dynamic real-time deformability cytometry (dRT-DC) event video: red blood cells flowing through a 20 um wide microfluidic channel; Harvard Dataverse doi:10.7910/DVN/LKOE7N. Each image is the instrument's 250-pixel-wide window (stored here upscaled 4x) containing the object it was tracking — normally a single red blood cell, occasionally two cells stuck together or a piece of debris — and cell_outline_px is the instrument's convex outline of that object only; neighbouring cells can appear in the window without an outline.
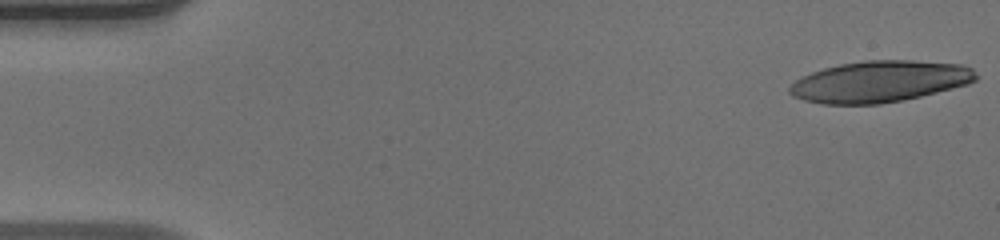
{"species": "human", "species_latin": "Homo sapiens", "temperature_condition": "warm", "stored_images_in_passage": 48, "camera_frame_rate_fps": 3000, "um_per_image_px": 0.085, "donor": {"sex": "male"}, "frame": {"image": 1, "passage_image": 1, "time_ms": 0.0, "image_size_px": [1000, 240], "cell_outline_px": [[976, 80], [968, 84], [904, 100], [880, 104], [824, 104], [804, 100], [792, 96], [788, 92], [788, 88], [796, 80], [812, 72], [824, 68], [840, 64], [864, 60], [912, 60], [960, 64], [972, 68], [976, 76]], "centroid_in_image_um": [74.76, 6.93], "position_along_channel_um": 10.2, "area_um2": 44.8}}
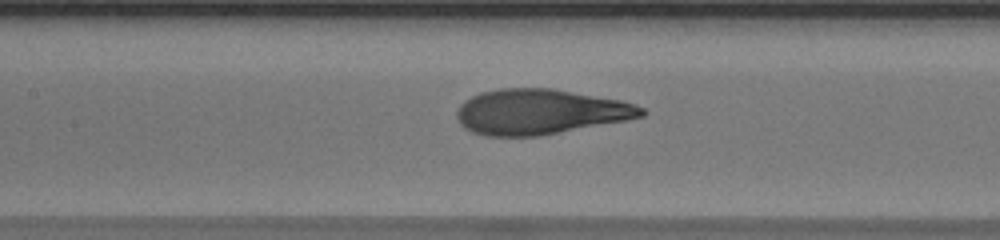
{"frame": {"image": 2, "passage_image": 22, "time_ms": 7.0, "image_size_px": [1000, 240], "cell_outline_px": [[644, 116], [628, 120], [540, 136], [488, 136], [472, 132], [464, 128], [460, 124], [456, 116], [456, 112], [460, 104], [464, 100], [480, 92], [500, 88], [552, 88], [620, 100], [636, 104], [644, 108]], "centroid_in_image_um": [45.89, 9.5], "position_along_channel_um": 161.5, "area_um2": 48.9}}
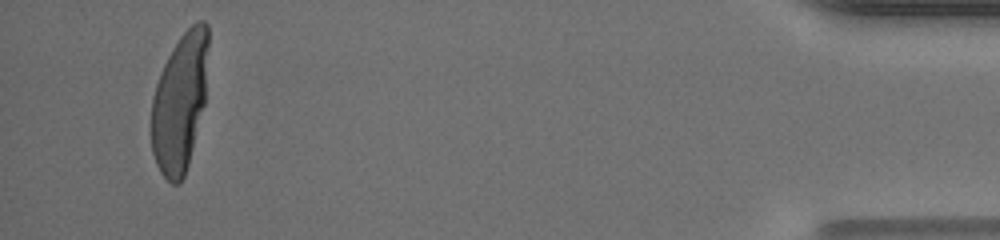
{"frame": {"image": 3, "passage_image": 46, "time_ms": 15.0, "image_size_px": [1000, 240], "cell_outline_px": [[208, 48], [204, 104], [188, 164], [184, 176], [180, 184], [172, 184], [160, 172], [156, 164], [152, 152], [152, 96], [160, 72], [172, 48], [180, 36], [196, 20], [204, 20], [208, 24]], "centroid_in_image_um": [15.28, 8.67], "position_along_channel_um": 419.9, "area_um2": 45.78}, "authors_computed_cell_mechanics": {"area_um2": 47.5694, "velocity_mm_per_s": 4.184, "shape_relaxation_time_tau1_ms": 5.2914, "shape_relaxation_time_tau2_ms": null, "deformation_change_tau1": 0.3133, "deformation_change_tau2": null}}